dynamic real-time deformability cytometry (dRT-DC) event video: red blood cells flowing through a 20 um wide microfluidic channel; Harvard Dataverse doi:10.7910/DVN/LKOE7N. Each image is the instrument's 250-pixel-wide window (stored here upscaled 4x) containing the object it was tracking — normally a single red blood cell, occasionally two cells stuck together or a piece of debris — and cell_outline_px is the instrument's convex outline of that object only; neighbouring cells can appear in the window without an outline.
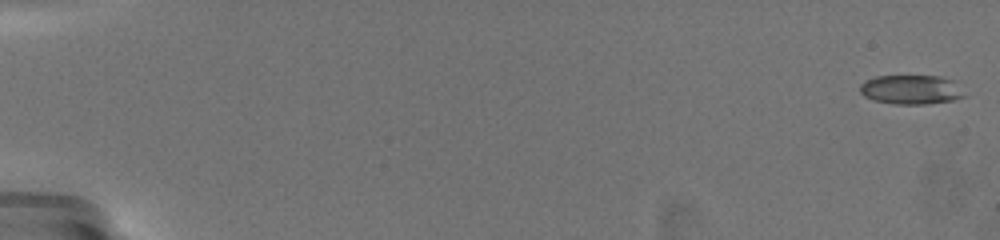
{"species": "common noctule bat (a hibernating species)", "species_latin": "Nyctalus noctula", "temperature_condition": "warm", "stored_images_in_passage": 47, "camera_frame_rate_fps": 3000, "um_per_image_px": 0.085, "animal": {"sex": "female", "body_mass_g": 19.5, "forearm_length_mm": 54.1}, "frame": {"image": 1, "passage_image": 1, "time_ms": 0.0, "image_size_px": [1000, 240], "cell_outline_px": [[964, 96], [952, 100], [928, 104], [896, 104], [872, 100], [864, 96], [860, 92], [860, 84], [876, 76], [940, 76], [952, 80]], "centroid_in_image_um": [77.38, 7.62], "position_along_channel_um": 7.6, "area_um2": 17.51}}
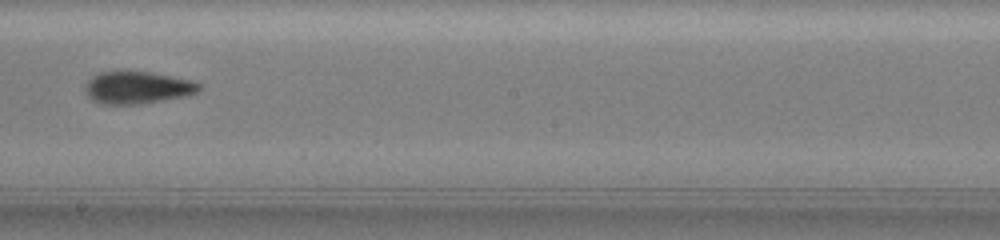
{"frame": {"image": 2, "passage_image": 28, "time_ms": 12.0, "image_size_px": [1000, 240], "cell_outline_px": [[204, 88], [188, 96], [140, 104], [100, 104], [92, 100], [88, 96], [84, 88], [84, 84], [92, 76], [100, 72], [116, 68], [120, 68], [148, 72], [188, 80], [200, 84]], "centroid_in_image_um": [11.61, 7.42], "position_along_channel_um": 236.6, "area_um2": 22.08}}
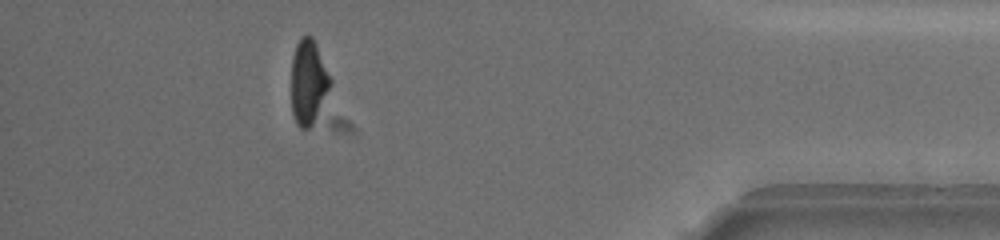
{"frame": {"image": 3, "passage_image": 42, "time_ms": 18.0, "image_size_px": [1000, 240], "cell_outline_px": [[332, 84], [312, 124], [308, 128], [300, 128], [296, 124], [292, 112], [292, 56], [296, 44], [300, 36], [312, 36], [316, 44], [332, 80]], "centroid_in_image_um": [26.2, 6.94], "position_along_channel_um": 409.0, "area_um2": 19.07}, "authors_computed_cell_mechanics": {"area_um2": 19.9988, "velocity_mm_per_s": 3.5641, "shape_relaxation_time_tau1_ms": 6.6967, "shape_relaxation_time_tau2_ms": 2.8818, "deformation_change_tau1": 0.1879, "deformation_change_tau2": 0.1}}